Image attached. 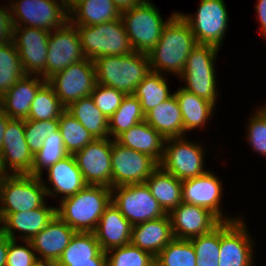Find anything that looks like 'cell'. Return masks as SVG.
I'll use <instances>...</instances> for the list:
<instances>
[{"mask_svg":"<svg viewBox=\"0 0 266 266\" xmlns=\"http://www.w3.org/2000/svg\"><path fill=\"white\" fill-rule=\"evenodd\" d=\"M145 121L165 139L183 137V120L177 98L173 95L145 115Z\"/></svg>","mask_w":266,"mask_h":266,"instance_id":"28","label":"cell"},{"mask_svg":"<svg viewBox=\"0 0 266 266\" xmlns=\"http://www.w3.org/2000/svg\"><path fill=\"white\" fill-rule=\"evenodd\" d=\"M145 120L139 99L128 94L109 119V137L115 140L120 134Z\"/></svg>","mask_w":266,"mask_h":266,"instance_id":"33","label":"cell"},{"mask_svg":"<svg viewBox=\"0 0 266 266\" xmlns=\"http://www.w3.org/2000/svg\"><path fill=\"white\" fill-rule=\"evenodd\" d=\"M0 175H7L5 170L3 169L1 154H0Z\"/></svg>","mask_w":266,"mask_h":266,"instance_id":"57","label":"cell"},{"mask_svg":"<svg viewBox=\"0 0 266 266\" xmlns=\"http://www.w3.org/2000/svg\"><path fill=\"white\" fill-rule=\"evenodd\" d=\"M97 108L109 120L110 117L119 108L122 100L126 94L115 88L96 84L92 93L90 94Z\"/></svg>","mask_w":266,"mask_h":266,"instance_id":"43","label":"cell"},{"mask_svg":"<svg viewBox=\"0 0 266 266\" xmlns=\"http://www.w3.org/2000/svg\"><path fill=\"white\" fill-rule=\"evenodd\" d=\"M5 176L6 175H0V193H1V185Z\"/></svg>","mask_w":266,"mask_h":266,"instance_id":"59","label":"cell"},{"mask_svg":"<svg viewBox=\"0 0 266 266\" xmlns=\"http://www.w3.org/2000/svg\"><path fill=\"white\" fill-rule=\"evenodd\" d=\"M158 167L159 164L149 155L126 148L112 140V188L145 183Z\"/></svg>","mask_w":266,"mask_h":266,"instance_id":"14","label":"cell"},{"mask_svg":"<svg viewBox=\"0 0 266 266\" xmlns=\"http://www.w3.org/2000/svg\"><path fill=\"white\" fill-rule=\"evenodd\" d=\"M197 44L188 23L176 13L164 26L158 43L147 53L151 71L162 74L164 70L179 77Z\"/></svg>","mask_w":266,"mask_h":266,"instance_id":"1","label":"cell"},{"mask_svg":"<svg viewBox=\"0 0 266 266\" xmlns=\"http://www.w3.org/2000/svg\"><path fill=\"white\" fill-rule=\"evenodd\" d=\"M10 239L6 234L0 235V266H6L7 250L9 247Z\"/></svg>","mask_w":266,"mask_h":266,"instance_id":"51","label":"cell"},{"mask_svg":"<svg viewBox=\"0 0 266 266\" xmlns=\"http://www.w3.org/2000/svg\"><path fill=\"white\" fill-rule=\"evenodd\" d=\"M94 233L102 250L107 252L131 243L132 225L111 203L100 217Z\"/></svg>","mask_w":266,"mask_h":266,"instance_id":"24","label":"cell"},{"mask_svg":"<svg viewBox=\"0 0 266 266\" xmlns=\"http://www.w3.org/2000/svg\"><path fill=\"white\" fill-rule=\"evenodd\" d=\"M58 123L65 150L69 155H74L94 140L82 124L66 110L59 117Z\"/></svg>","mask_w":266,"mask_h":266,"instance_id":"39","label":"cell"},{"mask_svg":"<svg viewBox=\"0 0 266 266\" xmlns=\"http://www.w3.org/2000/svg\"><path fill=\"white\" fill-rule=\"evenodd\" d=\"M2 225V217L0 215V235L3 233V226Z\"/></svg>","mask_w":266,"mask_h":266,"instance_id":"58","label":"cell"},{"mask_svg":"<svg viewBox=\"0 0 266 266\" xmlns=\"http://www.w3.org/2000/svg\"><path fill=\"white\" fill-rule=\"evenodd\" d=\"M145 183L166 214L182 203V181L160 167L146 179Z\"/></svg>","mask_w":266,"mask_h":266,"instance_id":"29","label":"cell"},{"mask_svg":"<svg viewBox=\"0 0 266 266\" xmlns=\"http://www.w3.org/2000/svg\"><path fill=\"white\" fill-rule=\"evenodd\" d=\"M139 99L142 110L146 115L153 108L170 98L173 94L163 75L159 72L151 71L136 87L133 94Z\"/></svg>","mask_w":266,"mask_h":266,"instance_id":"32","label":"cell"},{"mask_svg":"<svg viewBox=\"0 0 266 266\" xmlns=\"http://www.w3.org/2000/svg\"><path fill=\"white\" fill-rule=\"evenodd\" d=\"M47 82L53 87L55 94L66 108L92 93L97 84L94 62L85 58L80 62L70 64Z\"/></svg>","mask_w":266,"mask_h":266,"instance_id":"12","label":"cell"},{"mask_svg":"<svg viewBox=\"0 0 266 266\" xmlns=\"http://www.w3.org/2000/svg\"><path fill=\"white\" fill-rule=\"evenodd\" d=\"M26 141L25 138V120L9 119L4 132L3 143H15Z\"/></svg>","mask_w":266,"mask_h":266,"instance_id":"47","label":"cell"},{"mask_svg":"<svg viewBox=\"0 0 266 266\" xmlns=\"http://www.w3.org/2000/svg\"><path fill=\"white\" fill-rule=\"evenodd\" d=\"M174 238L190 240L210 232L221 221L208 209L181 203L169 214Z\"/></svg>","mask_w":266,"mask_h":266,"instance_id":"19","label":"cell"},{"mask_svg":"<svg viewBox=\"0 0 266 266\" xmlns=\"http://www.w3.org/2000/svg\"><path fill=\"white\" fill-rule=\"evenodd\" d=\"M16 241L9 242L6 266H35L39 260L31 242L25 240V246H20Z\"/></svg>","mask_w":266,"mask_h":266,"instance_id":"46","label":"cell"},{"mask_svg":"<svg viewBox=\"0 0 266 266\" xmlns=\"http://www.w3.org/2000/svg\"><path fill=\"white\" fill-rule=\"evenodd\" d=\"M68 12L74 26L99 25L121 17L113 0H80Z\"/></svg>","mask_w":266,"mask_h":266,"instance_id":"27","label":"cell"},{"mask_svg":"<svg viewBox=\"0 0 266 266\" xmlns=\"http://www.w3.org/2000/svg\"><path fill=\"white\" fill-rule=\"evenodd\" d=\"M84 59L78 30L68 21L63 27L50 31L46 70L41 74V77L48 81L53 75L63 71L70 64Z\"/></svg>","mask_w":266,"mask_h":266,"instance_id":"13","label":"cell"},{"mask_svg":"<svg viewBox=\"0 0 266 266\" xmlns=\"http://www.w3.org/2000/svg\"><path fill=\"white\" fill-rule=\"evenodd\" d=\"M94 139L109 138V120L97 108L91 96L80 98L66 107Z\"/></svg>","mask_w":266,"mask_h":266,"instance_id":"31","label":"cell"},{"mask_svg":"<svg viewBox=\"0 0 266 266\" xmlns=\"http://www.w3.org/2000/svg\"><path fill=\"white\" fill-rule=\"evenodd\" d=\"M0 154L3 169L6 174H10L11 171V174L31 175L34 155L30 151L26 141L3 143Z\"/></svg>","mask_w":266,"mask_h":266,"instance_id":"34","label":"cell"},{"mask_svg":"<svg viewBox=\"0 0 266 266\" xmlns=\"http://www.w3.org/2000/svg\"><path fill=\"white\" fill-rule=\"evenodd\" d=\"M46 170L48 171V181L54 187L50 188L43 183L47 196L54 195L57 198L58 194H63L61 197L63 199L75 195L87 185L74 155L66 156Z\"/></svg>","mask_w":266,"mask_h":266,"instance_id":"23","label":"cell"},{"mask_svg":"<svg viewBox=\"0 0 266 266\" xmlns=\"http://www.w3.org/2000/svg\"><path fill=\"white\" fill-rule=\"evenodd\" d=\"M66 110L60 99L55 94L53 87L46 82L36 93L30 106L28 119L26 120H51L59 119Z\"/></svg>","mask_w":266,"mask_h":266,"instance_id":"36","label":"cell"},{"mask_svg":"<svg viewBox=\"0 0 266 266\" xmlns=\"http://www.w3.org/2000/svg\"><path fill=\"white\" fill-rule=\"evenodd\" d=\"M6 6L0 7V46L12 41L13 24L11 19V10Z\"/></svg>","mask_w":266,"mask_h":266,"instance_id":"48","label":"cell"},{"mask_svg":"<svg viewBox=\"0 0 266 266\" xmlns=\"http://www.w3.org/2000/svg\"><path fill=\"white\" fill-rule=\"evenodd\" d=\"M107 266H155V257L132 243L106 252Z\"/></svg>","mask_w":266,"mask_h":266,"instance_id":"41","label":"cell"},{"mask_svg":"<svg viewBox=\"0 0 266 266\" xmlns=\"http://www.w3.org/2000/svg\"><path fill=\"white\" fill-rule=\"evenodd\" d=\"M243 219L220 222L218 266H254L253 241Z\"/></svg>","mask_w":266,"mask_h":266,"instance_id":"15","label":"cell"},{"mask_svg":"<svg viewBox=\"0 0 266 266\" xmlns=\"http://www.w3.org/2000/svg\"><path fill=\"white\" fill-rule=\"evenodd\" d=\"M221 192L222 182L209 170L204 175L182 181L183 203L206 208L220 221L239 219L237 217L235 219L222 215V210H220Z\"/></svg>","mask_w":266,"mask_h":266,"instance_id":"18","label":"cell"},{"mask_svg":"<svg viewBox=\"0 0 266 266\" xmlns=\"http://www.w3.org/2000/svg\"><path fill=\"white\" fill-rule=\"evenodd\" d=\"M47 81L39 75L25 74L0 97V104L11 119H28L30 106L37 91Z\"/></svg>","mask_w":266,"mask_h":266,"instance_id":"22","label":"cell"},{"mask_svg":"<svg viewBox=\"0 0 266 266\" xmlns=\"http://www.w3.org/2000/svg\"><path fill=\"white\" fill-rule=\"evenodd\" d=\"M143 0H113L115 6L120 12L129 10L135 5L141 3Z\"/></svg>","mask_w":266,"mask_h":266,"instance_id":"52","label":"cell"},{"mask_svg":"<svg viewBox=\"0 0 266 266\" xmlns=\"http://www.w3.org/2000/svg\"><path fill=\"white\" fill-rule=\"evenodd\" d=\"M203 148L201 143L190 142L185 137L165 139L159 167L181 181L204 175Z\"/></svg>","mask_w":266,"mask_h":266,"instance_id":"9","label":"cell"},{"mask_svg":"<svg viewBox=\"0 0 266 266\" xmlns=\"http://www.w3.org/2000/svg\"><path fill=\"white\" fill-rule=\"evenodd\" d=\"M75 231L57 215L31 240L39 261L56 263Z\"/></svg>","mask_w":266,"mask_h":266,"instance_id":"20","label":"cell"},{"mask_svg":"<svg viewBox=\"0 0 266 266\" xmlns=\"http://www.w3.org/2000/svg\"><path fill=\"white\" fill-rule=\"evenodd\" d=\"M102 251L95 233L75 232L57 262L91 261Z\"/></svg>","mask_w":266,"mask_h":266,"instance_id":"35","label":"cell"},{"mask_svg":"<svg viewBox=\"0 0 266 266\" xmlns=\"http://www.w3.org/2000/svg\"><path fill=\"white\" fill-rule=\"evenodd\" d=\"M30 211L16 213H0L3 223V233L10 239L17 240L15 231H20L19 239L30 241L55 217L56 207L46 206Z\"/></svg>","mask_w":266,"mask_h":266,"instance_id":"21","label":"cell"},{"mask_svg":"<svg viewBox=\"0 0 266 266\" xmlns=\"http://www.w3.org/2000/svg\"><path fill=\"white\" fill-rule=\"evenodd\" d=\"M255 10L259 16L262 35L266 39V0H258Z\"/></svg>","mask_w":266,"mask_h":266,"instance_id":"50","label":"cell"},{"mask_svg":"<svg viewBox=\"0 0 266 266\" xmlns=\"http://www.w3.org/2000/svg\"><path fill=\"white\" fill-rule=\"evenodd\" d=\"M179 14L190 26L198 44L220 48L229 20L224 0H200L195 15Z\"/></svg>","mask_w":266,"mask_h":266,"instance_id":"11","label":"cell"},{"mask_svg":"<svg viewBox=\"0 0 266 266\" xmlns=\"http://www.w3.org/2000/svg\"><path fill=\"white\" fill-rule=\"evenodd\" d=\"M174 95L178 100L181 110L184 136H186V132L207 124V119L209 121V118L213 115L211 113L214 111V104L184 88L176 90Z\"/></svg>","mask_w":266,"mask_h":266,"instance_id":"30","label":"cell"},{"mask_svg":"<svg viewBox=\"0 0 266 266\" xmlns=\"http://www.w3.org/2000/svg\"><path fill=\"white\" fill-rule=\"evenodd\" d=\"M111 203L132 226L166 215L146 183L111 188Z\"/></svg>","mask_w":266,"mask_h":266,"instance_id":"8","label":"cell"},{"mask_svg":"<svg viewBox=\"0 0 266 266\" xmlns=\"http://www.w3.org/2000/svg\"><path fill=\"white\" fill-rule=\"evenodd\" d=\"M9 119L10 118L6 115L0 104V149L2 148L3 145L4 132L6 130V125Z\"/></svg>","mask_w":266,"mask_h":266,"instance_id":"53","label":"cell"},{"mask_svg":"<svg viewBox=\"0 0 266 266\" xmlns=\"http://www.w3.org/2000/svg\"><path fill=\"white\" fill-rule=\"evenodd\" d=\"M56 131H59L58 119L25 120V138L32 154L35 155L41 149L44 140Z\"/></svg>","mask_w":266,"mask_h":266,"instance_id":"42","label":"cell"},{"mask_svg":"<svg viewBox=\"0 0 266 266\" xmlns=\"http://www.w3.org/2000/svg\"><path fill=\"white\" fill-rule=\"evenodd\" d=\"M56 215L75 232L94 233L100 217L111 204V188L86 185L75 195L60 200Z\"/></svg>","mask_w":266,"mask_h":266,"instance_id":"2","label":"cell"},{"mask_svg":"<svg viewBox=\"0 0 266 266\" xmlns=\"http://www.w3.org/2000/svg\"><path fill=\"white\" fill-rule=\"evenodd\" d=\"M190 240L173 238L156 256L155 266H196Z\"/></svg>","mask_w":266,"mask_h":266,"instance_id":"38","label":"cell"},{"mask_svg":"<svg viewBox=\"0 0 266 266\" xmlns=\"http://www.w3.org/2000/svg\"><path fill=\"white\" fill-rule=\"evenodd\" d=\"M25 75L19 52L12 41L0 46V97Z\"/></svg>","mask_w":266,"mask_h":266,"instance_id":"37","label":"cell"},{"mask_svg":"<svg viewBox=\"0 0 266 266\" xmlns=\"http://www.w3.org/2000/svg\"><path fill=\"white\" fill-rule=\"evenodd\" d=\"M10 10L13 26L24 24L52 31L69 21V12L62 0H16L11 1Z\"/></svg>","mask_w":266,"mask_h":266,"instance_id":"10","label":"cell"},{"mask_svg":"<svg viewBox=\"0 0 266 266\" xmlns=\"http://www.w3.org/2000/svg\"><path fill=\"white\" fill-rule=\"evenodd\" d=\"M258 109L249 120L246 138L255 152L266 156V105Z\"/></svg>","mask_w":266,"mask_h":266,"instance_id":"45","label":"cell"},{"mask_svg":"<svg viewBox=\"0 0 266 266\" xmlns=\"http://www.w3.org/2000/svg\"><path fill=\"white\" fill-rule=\"evenodd\" d=\"M69 154L65 150L60 131L53 132L44 140L41 149L34 155L31 175L42 177V170L48 169Z\"/></svg>","mask_w":266,"mask_h":266,"instance_id":"40","label":"cell"},{"mask_svg":"<svg viewBox=\"0 0 266 266\" xmlns=\"http://www.w3.org/2000/svg\"><path fill=\"white\" fill-rule=\"evenodd\" d=\"M35 266H56V264L53 262L38 261Z\"/></svg>","mask_w":266,"mask_h":266,"instance_id":"56","label":"cell"},{"mask_svg":"<svg viewBox=\"0 0 266 266\" xmlns=\"http://www.w3.org/2000/svg\"><path fill=\"white\" fill-rule=\"evenodd\" d=\"M176 13H172L165 21L150 0H143L133 8L121 12V19L134 51L148 53L158 43L164 26Z\"/></svg>","mask_w":266,"mask_h":266,"instance_id":"5","label":"cell"},{"mask_svg":"<svg viewBox=\"0 0 266 266\" xmlns=\"http://www.w3.org/2000/svg\"><path fill=\"white\" fill-rule=\"evenodd\" d=\"M43 177L7 174L1 185L0 213L34 210L46 204Z\"/></svg>","mask_w":266,"mask_h":266,"instance_id":"7","label":"cell"},{"mask_svg":"<svg viewBox=\"0 0 266 266\" xmlns=\"http://www.w3.org/2000/svg\"><path fill=\"white\" fill-rule=\"evenodd\" d=\"M196 266H218V261L214 260H202L201 258L196 260Z\"/></svg>","mask_w":266,"mask_h":266,"instance_id":"54","label":"cell"},{"mask_svg":"<svg viewBox=\"0 0 266 266\" xmlns=\"http://www.w3.org/2000/svg\"><path fill=\"white\" fill-rule=\"evenodd\" d=\"M93 62L97 84L126 95L134 94L137 85L151 72L148 54L136 51L123 56H101Z\"/></svg>","mask_w":266,"mask_h":266,"instance_id":"3","label":"cell"},{"mask_svg":"<svg viewBox=\"0 0 266 266\" xmlns=\"http://www.w3.org/2000/svg\"><path fill=\"white\" fill-rule=\"evenodd\" d=\"M85 58L123 56L134 52L121 17L99 25L76 26Z\"/></svg>","mask_w":266,"mask_h":266,"instance_id":"4","label":"cell"},{"mask_svg":"<svg viewBox=\"0 0 266 266\" xmlns=\"http://www.w3.org/2000/svg\"><path fill=\"white\" fill-rule=\"evenodd\" d=\"M195 250L196 258L219 261L220 252V223L210 232L190 239Z\"/></svg>","mask_w":266,"mask_h":266,"instance_id":"44","label":"cell"},{"mask_svg":"<svg viewBox=\"0 0 266 266\" xmlns=\"http://www.w3.org/2000/svg\"><path fill=\"white\" fill-rule=\"evenodd\" d=\"M56 266H107L106 252L102 251L97 257L91 258V261L81 262H56Z\"/></svg>","mask_w":266,"mask_h":266,"instance_id":"49","label":"cell"},{"mask_svg":"<svg viewBox=\"0 0 266 266\" xmlns=\"http://www.w3.org/2000/svg\"><path fill=\"white\" fill-rule=\"evenodd\" d=\"M80 0H62L65 7L69 10L74 4H76Z\"/></svg>","mask_w":266,"mask_h":266,"instance_id":"55","label":"cell"},{"mask_svg":"<svg viewBox=\"0 0 266 266\" xmlns=\"http://www.w3.org/2000/svg\"><path fill=\"white\" fill-rule=\"evenodd\" d=\"M111 152L112 140L102 138L94 139L74 154L87 185L112 188Z\"/></svg>","mask_w":266,"mask_h":266,"instance_id":"16","label":"cell"},{"mask_svg":"<svg viewBox=\"0 0 266 266\" xmlns=\"http://www.w3.org/2000/svg\"><path fill=\"white\" fill-rule=\"evenodd\" d=\"M49 34L42 28L13 26L12 40L25 74L40 76L46 70Z\"/></svg>","mask_w":266,"mask_h":266,"instance_id":"17","label":"cell"},{"mask_svg":"<svg viewBox=\"0 0 266 266\" xmlns=\"http://www.w3.org/2000/svg\"><path fill=\"white\" fill-rule=\"evenodd\" d=\"M115 141L120 145L144 153L160 163L165 138L145 120L120 134Z\"/></svg>","mask_w":266,"mask_h":266,"instance_id":"26","label":"cell"},{"mask_svg":"<svg viewBox=\"0 0 266 266\" xmlns=\"http://www.w3.org/2000/svg\"><path fill=\"white\" fill-rule=\"evenodd\" d=\"M220 48L197 44L190 52L184 71L179 76L185 80V90L215 105L217 98L215 61Z\"/></svg>","mask_w":266,"mask_h":266,"instance_id":"6","label":"cell"},{"mask_svg":"<svg viewBox=\"0 0 266 266\" xmlns=\"http://www.w3.org/2000/svg\"><path fill=\"white\" fill-rule=\"evenodd\" d=\"M174 238L170 217L166 214L132 226L131 243L154 257Z\"/></svg>","mask_w":266,"mask_h":266,"instance_id":"25","label":"cell"}]
</instances>
